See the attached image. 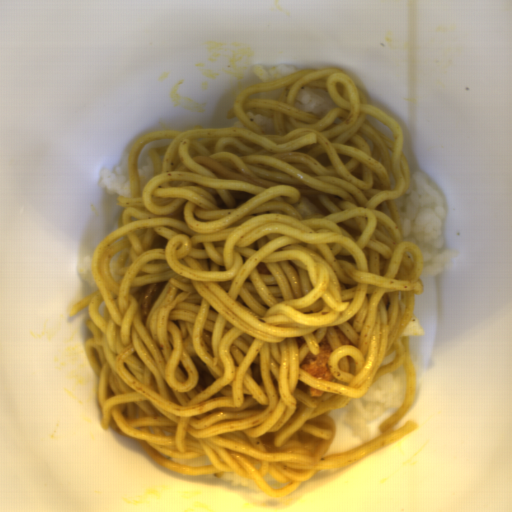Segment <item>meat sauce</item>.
Instances as JSON below:
<instances>
[{
  "mask_svg": "<svg viewBox=\"0 0 512 512\" xmlns=\"http://www.w3.org/2000/svg\"><path fill=\"white\" fill-rule=\"evenodd\" d=\"M324 391H321V390H318V389H314V388H309L308 390V394L309 396L311 397H321L323 395Z\"/></svg>",
  "mask_w": 512,
  "mask_h": 512,
  "instance_id": "obj_2",
  "label": "meat sauce"
},
{
  "mask_svg": "<svg viewBox=\"0 0 512 512\" xmlns=\"http://www.w3.org/2000/svg\"><path fill=\"white\" fill-rule=\"evenodd\" d=\"M320 353L315 359L307 358L300 365V368L306 371L314 378L324 381L335 380L329 367V360L332 348L328 343H322L319 346Z\"/></svg>",
  "mask_w": 512,
  "mask_h": 512,
  "instance_id": "obj_1",
  "label": "meat sauce"
}]
</instances>
